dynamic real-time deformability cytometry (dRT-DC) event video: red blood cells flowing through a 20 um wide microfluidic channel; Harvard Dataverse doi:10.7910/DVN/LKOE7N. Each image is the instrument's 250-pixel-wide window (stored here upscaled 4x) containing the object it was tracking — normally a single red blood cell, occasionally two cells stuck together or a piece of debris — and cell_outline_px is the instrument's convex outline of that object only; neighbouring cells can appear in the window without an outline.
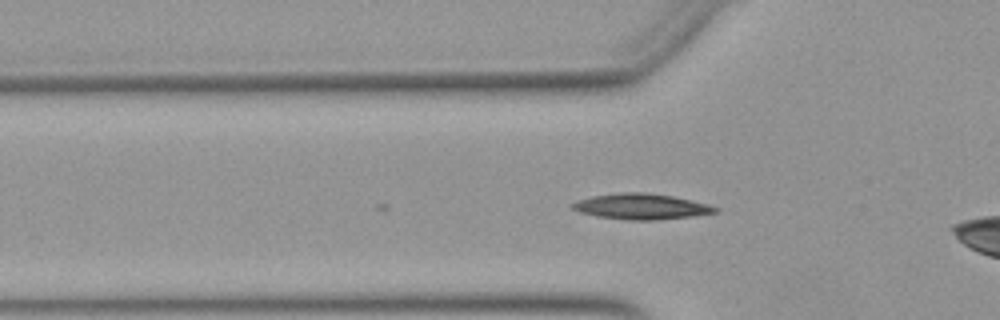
{"species": "Egyptian fruit bat (a non-hibernating species)", "species_latin": "Rousettus aegyptiacus", "temperature_condition": "warm", "stored_images_in_passage": 8, "camera_frame_rate_fps": 3000, "um_per_image_px": 0.085, "animal": {"sex": "female"}, "frame": {"image": 1, "passage_image": 4, "time_ms": 1.0, "image_size_px": [1000, 320], "cell_outline_px": [[720, 212], [692, 216], [656, 220], [628, 220], [596, 216], [580, 212], [572, 208], [568, 204], [576, 200], [592, 196], [620, 192], [644, 192], [672, 196], [708, 204], [720, 208]], "centroid_in_image_um": [54.49, 17.55], "position_along_channel_um": 71.3, "area_um2": 21.5}}
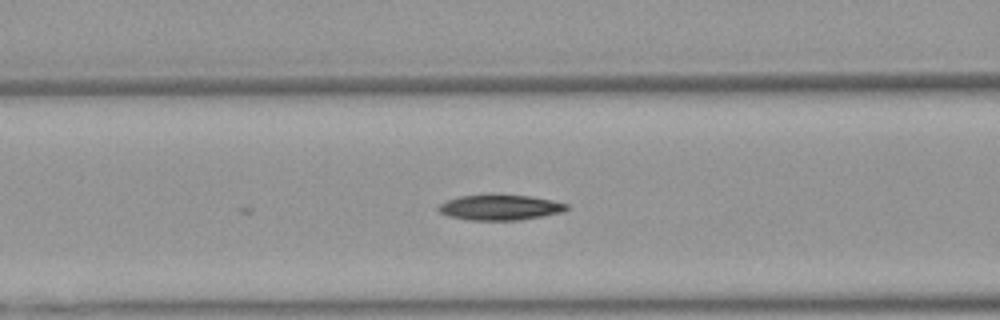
{"frame": {"image": 2, "passage_image": 8, "time_ms": 2.333, "image_size_px": [1000, 320], "cell_outline_px": [[568, 208], [564, 212], [520, 220], [468, 220], [448, 216], [440, 212], [436, 208], [440, 204], [448, 200], [460, 196], [488, 192], [496, 192], [528, 196], [552, 200], [568, 204]], "centroid_in_image_um": [42.48, 17.59], "position_along_channel_um": 124.1, "area_um2": 19.65}}